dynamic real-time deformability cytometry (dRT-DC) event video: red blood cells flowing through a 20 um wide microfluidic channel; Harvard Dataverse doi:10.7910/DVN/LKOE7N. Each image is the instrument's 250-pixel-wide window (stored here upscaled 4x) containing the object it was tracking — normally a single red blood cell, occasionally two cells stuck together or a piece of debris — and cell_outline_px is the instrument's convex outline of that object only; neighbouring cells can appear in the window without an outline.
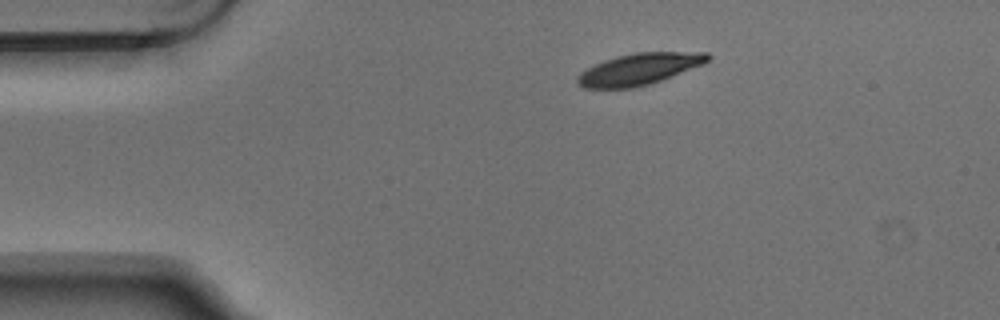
{"species": "Egyptian fruit bat (a non-hibernating species)", "species_latin": "Rousettus aegyptiacus", "temperature_condition": "warm", "stored_images_in_passage": 2, "camera_frame_rate_fps": 3000, "um_per_image_px": 0.085, "animal": {"sex": "male"}, "frame": {"image": 1, "passage_image": 2, "time_ms": 0.333, "image_size_px": [1000, 320], "cell_outline_px": [[712, 56], [704, 64], [660, 80], [648, 84], [632, 88], [584, 88], [576, 84], [576, 76], [580, 72], [604, 60], [616, 56], [636, 52], [708, 52]], "centroid_in_image_um": [54.31, 5.87], "position_along_channel_um": 30.7, "area_um2": 23.87}}